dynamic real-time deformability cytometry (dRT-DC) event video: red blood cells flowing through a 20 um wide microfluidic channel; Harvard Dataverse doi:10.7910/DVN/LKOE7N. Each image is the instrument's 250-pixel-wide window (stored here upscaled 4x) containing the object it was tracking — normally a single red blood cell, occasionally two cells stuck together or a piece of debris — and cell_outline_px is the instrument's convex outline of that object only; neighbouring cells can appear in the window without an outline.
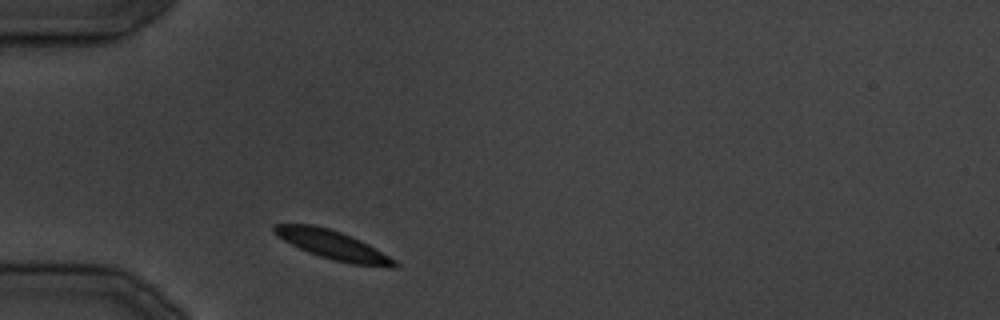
{"species": "common noctule bat (a hibernating species)", "species_latin": "Nyctalus noctula", "temperature_condition": "cold", "stored_images_in_passage": 26, "camera_frame_rate_fps": 3000, "um_per_image_px": 0.085, "animal": {"sex": "male", "body_mass_g": 19.5, "forearm_length_mm": 54.6}, "frame": {"image": 1, "passage_image": 1, "time_ms": 0.0, "image_size_px": [1000, 320], "cell_outline_px": [[400, 268], [388, 268], [352, 264], [332, 260], [308, 252], [284, 240], [272, 232], [272, 228], [276, 224], [312, 224], [328, 228], [352, 236], [368, 244], [396, 260], [400, 264]], "centroid_in_image_um": [28.36, 20.85], "position_along_channel_um": 56.6, "area_um2": 20.35}}
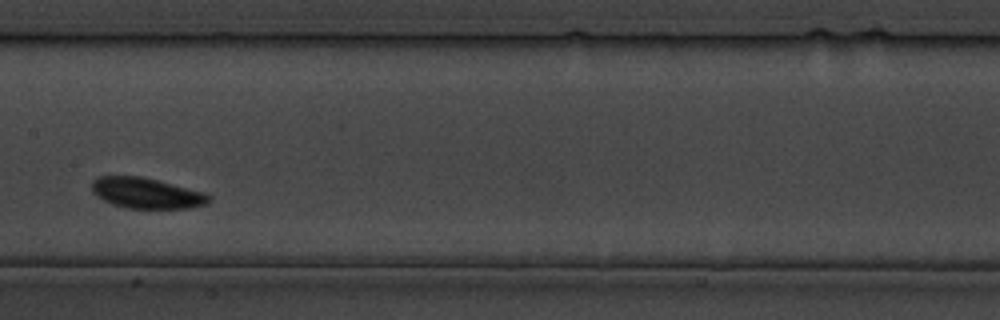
{"frame": {"image": 2, "passage_image": 9, "time_ms": 10.0, "image_size_px": [1000, 320], "cell_outline_px": [[208, 200], [204, 204], [188, 208], [128, 208], [112, 204], [96, 196], [92, 192], [92, 180], [100, 176], [140, 176], [204, 192], [208, 196]], "centroid_in_image_um": [12.37, 16.41], "position_along_channel_um": 195.0, "area_um2": 20.52}}
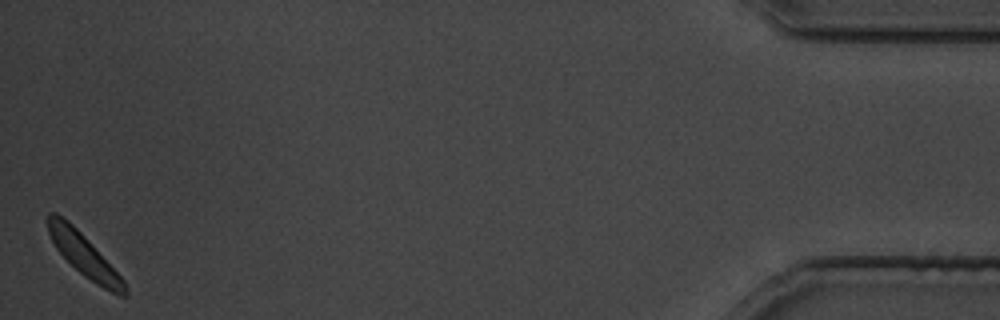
{"frame": {"image": 3, "passage_image": 26, "time_ms": 31.0, "image_size_px": [1000, 320], "cell_outline_px": [[128, 296], [120, 296], [96, 284], [84, 276], [56, 248], [48, 232], [48, 212], [56, 212], [68, 220], [84, 236], [124, 280], [128, 292]], "centroid_in_image_um": [7.14, 21.68], "position_along_channel_um": 428.1, "area_um2": 18.38}}